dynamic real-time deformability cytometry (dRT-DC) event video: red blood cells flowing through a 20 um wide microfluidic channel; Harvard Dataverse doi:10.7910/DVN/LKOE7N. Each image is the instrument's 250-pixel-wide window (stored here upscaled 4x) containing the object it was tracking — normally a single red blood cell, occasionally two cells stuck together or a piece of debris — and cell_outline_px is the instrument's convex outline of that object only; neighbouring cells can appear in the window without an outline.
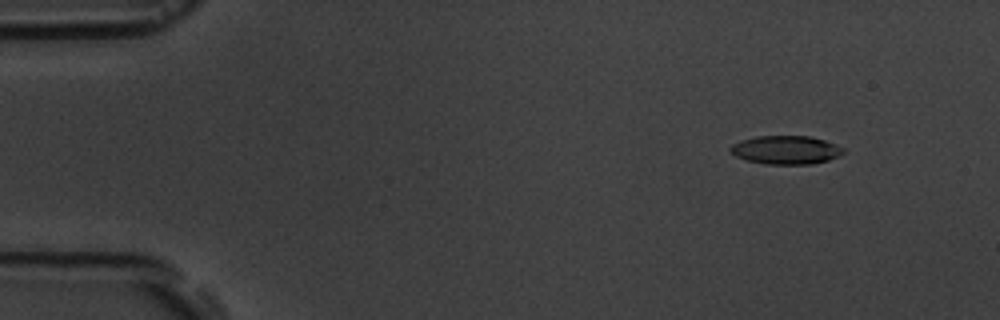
{"species": "common noctule bat (a hibernating species)", "species_latin": "Nyctalus noctula", "temperature_condition": "room temperature", "stored_images_in_passage": 5, "camera_frame_rate_fps": 3000, "um_per_image_px": 0.085, "animal": {"sex": "male", "body_mass_g": 19.5, "forearm_length_mm": 54.6}, "frame": {"image": 1, "passage_image": 2, "time_ms": 1.0, "image_size_px": [1000, 320], "cell_outline_px": [[844, 152], [828, 160], [812, 164], [764, 164], [748, 160], [736, 156], [728, 152], [728, 148], [732, 144], [740, 140], [756, 136], [808, 136], [824, 140], [844, 148]], "centroid_in_image_um": [66.74, 12.74], "position_along_channel_um": 18.3, "area_um2": 18.73}}
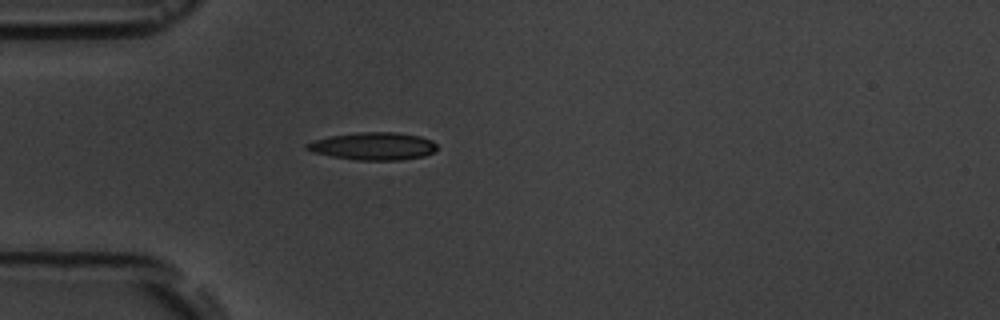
{"frame": {"image": 2, "passage_image": 5, "time_ms": 4.333, "image_size_px": [1000, 320], "cell_outline_px": [[436, 148], [432, 152], [424, 156], [400, 160], [356, 160], [332, 156], [312, 152], [304, 148], [304, 144], [316, 140], [332, 136], [356, 132], [396, 132], [420, 136], [432, 140], [436, 144]], "centroid_in_image_um": [31.72, 12.42], "position_along_channel_um": 53.3, "area_um2": 20.87}}